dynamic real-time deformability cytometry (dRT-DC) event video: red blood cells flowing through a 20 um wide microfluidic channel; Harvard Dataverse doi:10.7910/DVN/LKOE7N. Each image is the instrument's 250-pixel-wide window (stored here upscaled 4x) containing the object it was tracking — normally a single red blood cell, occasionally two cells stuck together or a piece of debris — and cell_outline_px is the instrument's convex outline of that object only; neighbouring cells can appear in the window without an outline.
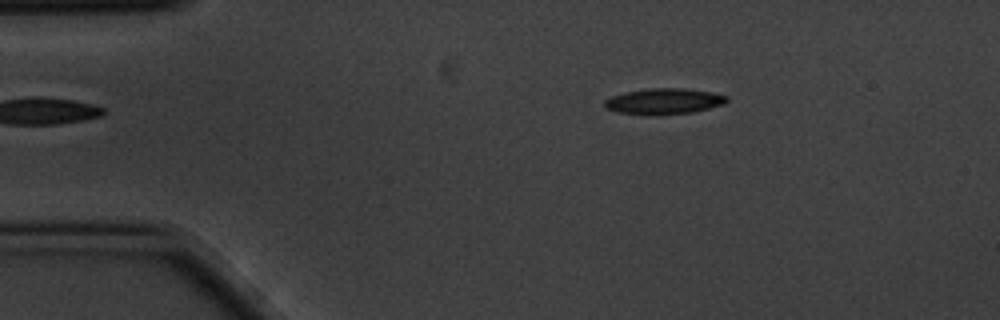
{"species": "common noctule bat (a hibernating species)", "species_latin": "Nyctalus noctula", "temperature_condition": "cold", "stored_images_in_passage": 5, "camera_frame_rate_fps": 3000, "um_per_image_px": 0.085, "animal": {"sex": "male", "body_mass_g": 20.1, "forearm_length_mm": 53.5}, "frame": {"image": 1, "passage_image": 5, "time_ms": 1.333, "image_size_px": [1000, 320], "cell_outline_px": [[728, 100], [724, 104], [692, 112], [616, 112], [608, 108], [604, 104], [604, 100], [612, 96], [624, 92], [652, 88], [684, 88], [708, 92], [728, 96]], "centroid_in_image_um": [56.46, 8.55], "position_along_channel_um": 28.5, "area_um2": 17.28}}